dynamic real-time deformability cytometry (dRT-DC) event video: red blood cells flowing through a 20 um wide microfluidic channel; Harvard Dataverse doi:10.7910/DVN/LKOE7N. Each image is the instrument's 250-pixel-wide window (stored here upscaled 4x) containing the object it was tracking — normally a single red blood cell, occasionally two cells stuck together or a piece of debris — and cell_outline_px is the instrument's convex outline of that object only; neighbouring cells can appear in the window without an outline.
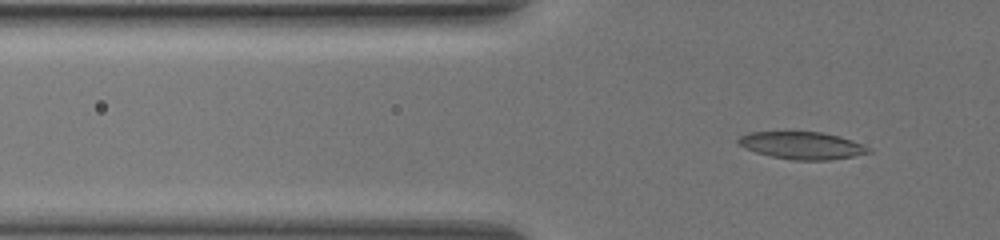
{"species": "common noctule bat (a hibernating species)", "species_latin": "Nyctalus noctula", "temperature_condition": "warm", "stored_images_in_passage": 59, "camera_frame_rate_fps": 3000, "um_per_image_px": 0.085, "animal": {"sex": "female", "body_mass_g": 19.5, "forearm_length_mm": 54.1}, "frame": {"image": 1, "passage_image": 22, "time_ms": 7.0, "image_size_px": [1000, 240], "cell_outline_px": [[872, 152], [852, 156], [828, 160], [792, 160], [772, 156], [756, 152], [744, 148], [736, 144], [736, 140], [740, 136], [748, 132], [820, 132], [840, 136], [872, 148]], "centroid_in_image_um": [68.14, 12.36], "position_along_channel_um": 57.7, "area_um2": 20.75}}
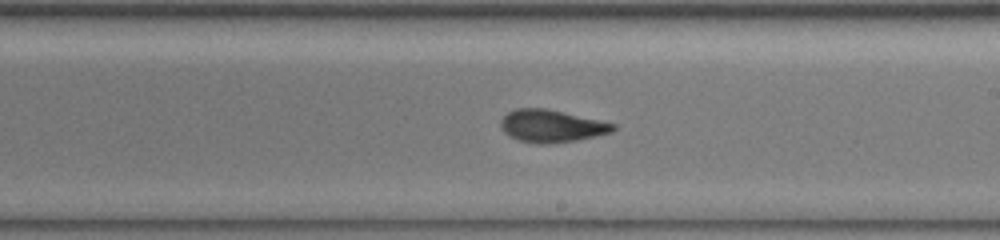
{"frame": {"image": 2, "passage_image": 38, "time_ms": 12.333, "image_size_px": [1000, 240], "cell_outline_px": [[616, 128], [612, 132], [576, 140], [548, 144], [536, 144], [520, 140], [508, 136], [500, 128], [500, 120], [508, 112], [516, 108], [544, 108], [616, 124]], "centroid_in_image_um": [46.83, 10.72], "position_along_channel_um": 242.2, "area_um2": 21.1}}
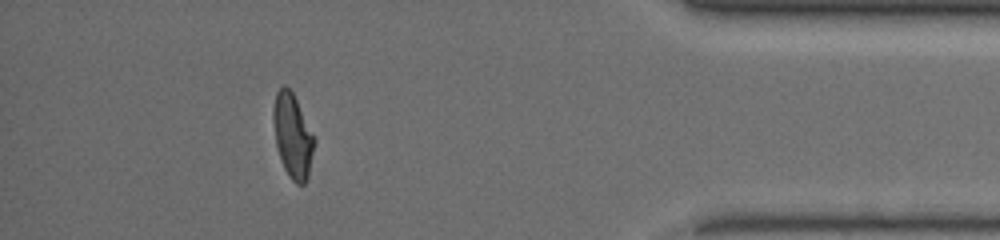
{"frame": {"image": 3, "passage_image": 54, "time_ms": 17.667, "image_size_px": [1000, 240], "cell_outline_px": [[316, 144], [308, 176], [304, 184], [296, 184], [292, 180], [284, 168], [276, 144], [272, 120], [272, 112], [276, 92], [284, 84], [292, 92], [316, 136]], "centroid_in_image_um": [24.9, 11.53], "position_along_channel_um": 410.3, "area_um2": 20.35}, "authors_computed_cell_mechanics": {"area_um2": 20.9814, "velocity_mm_per_s": 3.8282, "shape_relaxation_time_tau1_ms": 5.7754, "shape_relaxation_time_tau2_ms": 1.9243, "deformation_change_tau1": 0.1982, "deformation_change_tau2": 0.0912}}